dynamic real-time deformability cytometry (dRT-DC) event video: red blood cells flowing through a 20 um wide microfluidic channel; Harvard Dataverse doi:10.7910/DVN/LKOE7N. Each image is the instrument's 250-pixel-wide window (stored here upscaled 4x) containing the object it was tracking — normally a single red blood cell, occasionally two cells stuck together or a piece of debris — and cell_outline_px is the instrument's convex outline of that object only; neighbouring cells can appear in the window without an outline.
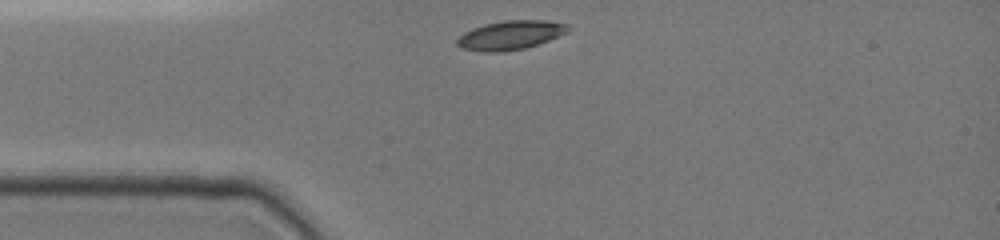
{"species": "common noctule bat (a hibernating species)", "species_latin": "Nyctalus noctula", "temperature_condition": "cold", "stored_images_in_passage": 3, "camera_frame_rate_fps": 3000, "um_per_image_px": 0.085, "animal": {"sex": "female", "body_mass_g": 19.0, "forearm_length_mm": 51.5}, "frame": {"image": 1, "passage_image": 1, "time_ms": 0.0, "image_size_px": [1000, 240], "cell_outline_px": [[572, 28], [568, 32], [548, 40], [524, 48], [504, 52], [484, 52], [460, 48], [456, 44], [456, 40], [464, 32], [472, 28], [484, 24], [504, 20], [544, 20], [568, 24]], "centroid_in_image_um": [43.37, 2.98], "position_along_channel_um": 41.6, "area_um2": 18.84}}
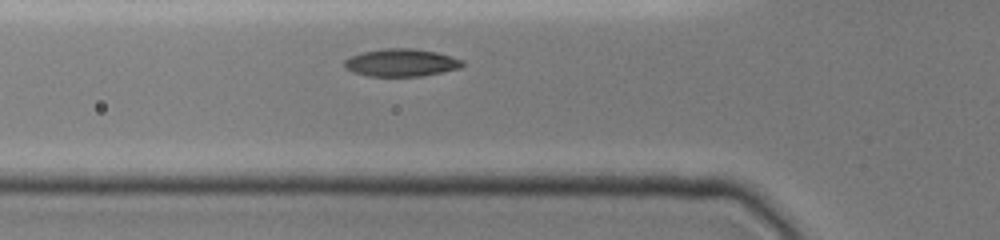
{"frame": {"image": 2, "passage_image": 3, "time_ms": 1.667, "image_size_px": [1000, 240], "cell_outline_px": [[464, 64], [460, 68], [420, 76], [368, 76], [352, 72], [344, 68], [344, 60], [360, 52], [384, 48], [412, 48], [436, 52], [464, 60]], "centroid_in_image_um": [34.07, 5.32], "position_along_channel_um": 91.7, "area_um2": 19.02}}